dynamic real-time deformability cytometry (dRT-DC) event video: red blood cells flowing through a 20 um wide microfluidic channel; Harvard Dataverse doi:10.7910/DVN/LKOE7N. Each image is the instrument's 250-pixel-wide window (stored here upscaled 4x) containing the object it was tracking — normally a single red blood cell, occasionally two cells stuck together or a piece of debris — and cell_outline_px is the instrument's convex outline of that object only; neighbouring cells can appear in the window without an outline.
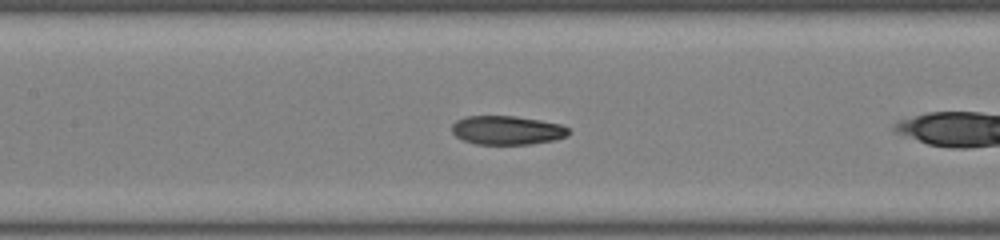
{"species": "common noctule bat (a hibernating species)", "species_latin": "Nyctalus noctula", "temperature_condition": "room temperature", "stored_images_in_passage": 17, "camera_frame_rate_fps": 3000, "um_per_image_px": 0.085, "animal": {"sex": "male", "body_mass_g": 19.0, "forearm_length_mm": 50.8}, "frame": {"image": 1, "passage_image": 9, "time_ms": 2.667, "image_size_px": [1000, 240], "cell_outline_px": [[572, 132], [568, 136], [556, 140], [532, 144], [476, 144], [464, 140], [456, 136], [452, 132], [452, 124], [456, 120], [464, 116], [516, 116], [540, 120], [560, 124], [568, 128]], "centroid_in_image_um": [43.13, 11.07], "position_along_channel_um": 164.3, "area_um2": 19.83}}
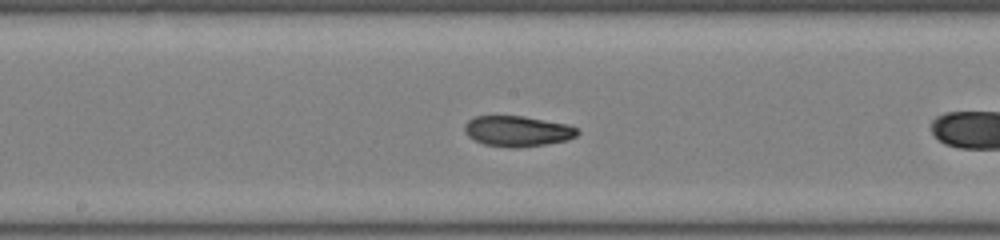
{"frame": {"image": 2, "passage_image": 12, "time_ms": 3.667, "image_size_px": [1000, 240], "cell_outline_px": [[580, 132], [576, 136], [568, 140], [544, 144], [516, 148], [508, 148], [484, 144], [468, 136], [464, 132], [464, 124], [468, 120], [476, 116], [524, 116], [568, 124], [576, 128]], "centroid_in_image_um": [43.98, 11.14], "position_along_channel_um": 204.2, "area_um2": 20.17}}
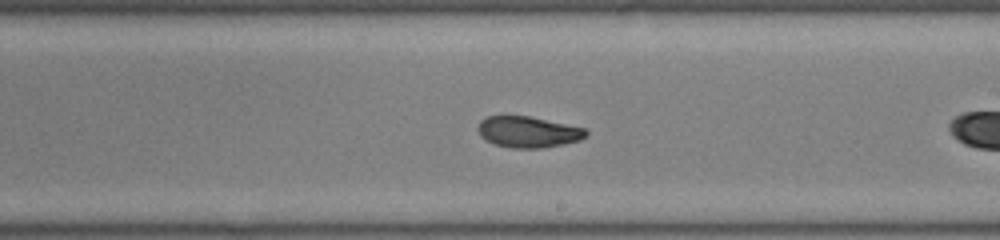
{"frame": {"image": 3, "passage_image": 15, "time_ms": 4.667, "image_size_px": [1000, 240], "cell_outline_px": [[588, 136], [580, 140], [544, 148], [512, 148], [496, 144], [480, 136], [476, 128], [480, 120], [488, 116], [528, 116], [584, 128], [588, 132]], "centroid_in_image_um": [44.88, 11.22], "position_along_channel_um": 244.1, "area_um2": 19.48}}